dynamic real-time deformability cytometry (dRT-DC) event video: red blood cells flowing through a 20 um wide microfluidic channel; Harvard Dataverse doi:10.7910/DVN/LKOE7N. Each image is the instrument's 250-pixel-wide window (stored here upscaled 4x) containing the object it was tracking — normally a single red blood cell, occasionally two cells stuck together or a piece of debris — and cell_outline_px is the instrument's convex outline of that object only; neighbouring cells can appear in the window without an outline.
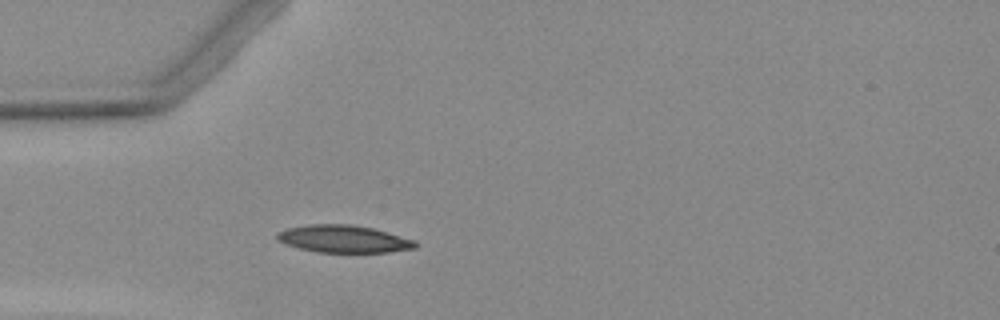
{"species": "Egyptian fruit bat (a non-hibernating species)", "species_latin": "Rousettus aegyptiacus", "temperature_condition": "warm", "stored_images_in_passage": 3, "camera_frame_rate_fps": 3000, "um_per_image_px": 0.085, "animal": {"sex": "female"}, "frame": {"image": 1, "passage_image": 3, "time_ms": 2.333, "image_size_px": [1000, 320], "cell_outline_px": [[416, 248], [388, 252], [316, 252], [300, 248], [288, 244], [280, 240], [276, 236], [276, 232], [288, 228], [308, 224], [352, 224], [372, 228], [416, 240]], "centroid_in_image_um": [29.22, 20.3], "position_along_channel_um": 55.8, "area_um2": 21.91}}